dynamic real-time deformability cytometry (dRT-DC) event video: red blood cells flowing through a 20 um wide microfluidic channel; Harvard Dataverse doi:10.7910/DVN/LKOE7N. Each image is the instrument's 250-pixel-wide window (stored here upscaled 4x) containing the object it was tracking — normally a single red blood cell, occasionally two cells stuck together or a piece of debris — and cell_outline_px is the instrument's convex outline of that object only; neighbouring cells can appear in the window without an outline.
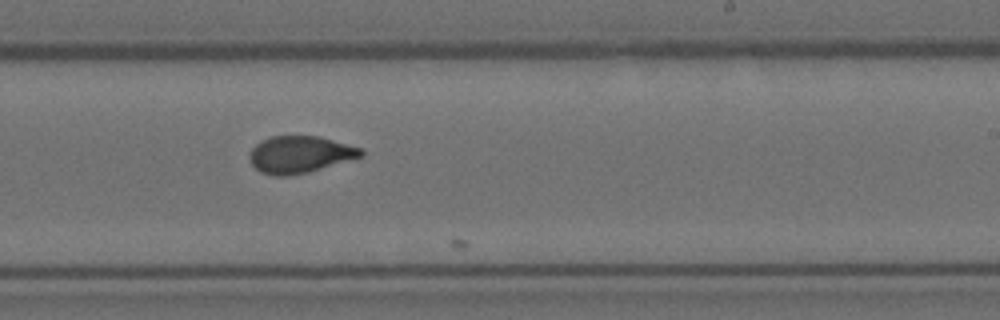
{"species": "Egyptian fruit bat (a non-hibernating species)", "species_latin": "Rousettus aegyptiacus", "temperature_condition": "room temperature", "stored_images_in_passage": 9, "camera_frame_rate_fps": 3000, "um_per_image_px": 0.085, "animal": {"sex": "female"}, "frame": {"image": 1, "passage_image": 9, "time_ms": 2.667, "image_size_px": [1000, 320], "cell_outline_px": [[364, 156], [308, 172], [288, 176], [276, 176], [260, 172], [252, 164], [248, 156], [252, 148], [256, 144], [272, 136], [320, 136], [364, 148]], "centroid_in_image_um": [25.53, 13.13], "position_along_channel_um": 263.5, "area_um2": 24.1}}